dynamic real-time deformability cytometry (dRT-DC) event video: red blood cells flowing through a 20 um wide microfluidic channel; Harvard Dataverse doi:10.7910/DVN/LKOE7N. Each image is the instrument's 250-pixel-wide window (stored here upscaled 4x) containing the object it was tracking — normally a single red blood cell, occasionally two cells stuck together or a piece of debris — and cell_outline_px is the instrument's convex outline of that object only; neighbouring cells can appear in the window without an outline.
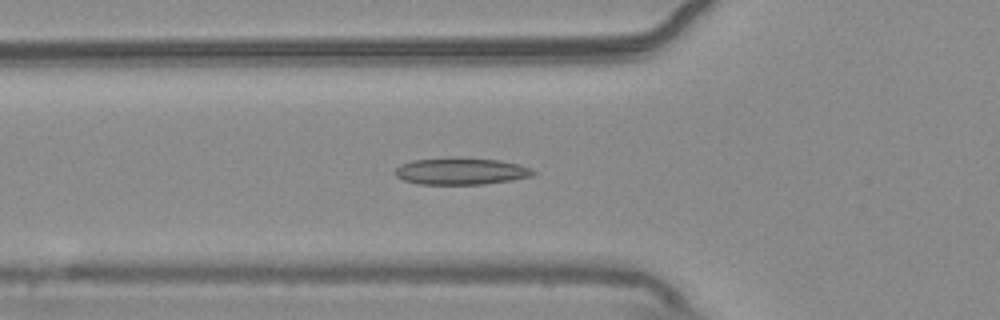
{"species": "common noctule bat (a hibernating species)", "species_latin": "Nyctalus noctula", "temperature_condition": "warm", "stored_images_in_passage": 54, "camera_frame_rate_fps": 3000, "um_per_image_px": 0.085, "animal": {"sex": "male", "body_mass_g": 20.4}, "frame": {"image": 1, "passage_image": 19, "time_ms": 6.0, "image_size_px": [1000, 320], "cell_outline_px": [[536, 172], [532, 176], [512, 180], [484, 184], [420, 184], [404, 180], [396, 176], [396, 168], [400, 164], [412, 160], [500, 160], [520, 164]], "centroid_in_image_um": [39.21, 14.6], "position_along_channel_um": 86.6, "area_um2": 20.58}}
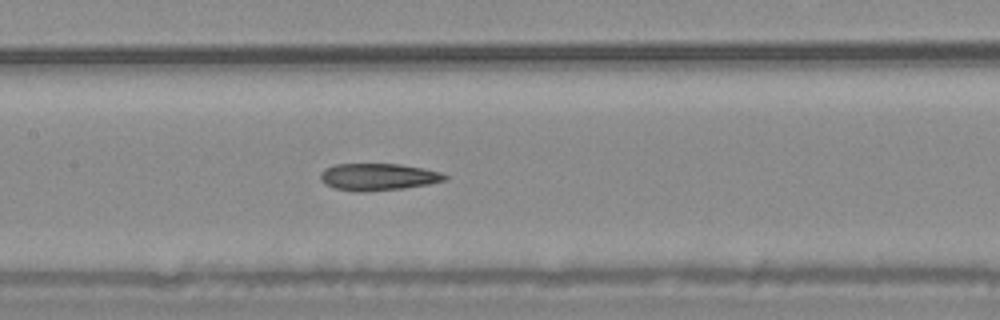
{"frame": {"image": 2, "passage_image": 26, "time_ms": 8.333, "image_size_px": [1000, 320], "cell_outline_px": [[448, 180], [428, 184], [404, 188], [364, 192], [352, 192], [336, 188], [324, 184], [320, 180], [320, 172], [324, 168], [332, 164], [400, 164], [424, 168], [444, 172], [448, 176]], "centroid_in_image_um": [32.14, 15.03], "position_along_channel_um": 175.3, "area_um2": 20.0}}
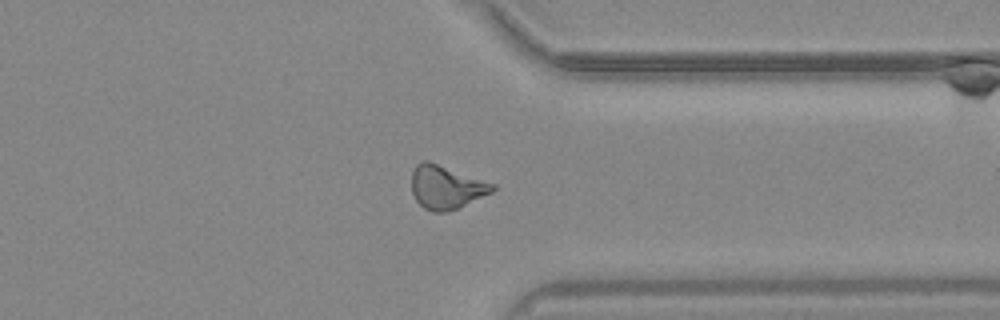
{"frame": {"image": 3, "passage_image": 42, "time_ms": 13.667, "image_size_px": [1000, 320], "cell_outline_px": [[496, 188], [492, 192], [460, 208], [448, 212], [432, 212], [424, 208], [416, 200], [412, 192], [412, 172], [416, 164], [424, 160], [428, 160], [496, 184]], "centroid_in_image_um": [37.93, 15.92], "position_along_channel_um": 373.5, "area_um2": 20.69}}